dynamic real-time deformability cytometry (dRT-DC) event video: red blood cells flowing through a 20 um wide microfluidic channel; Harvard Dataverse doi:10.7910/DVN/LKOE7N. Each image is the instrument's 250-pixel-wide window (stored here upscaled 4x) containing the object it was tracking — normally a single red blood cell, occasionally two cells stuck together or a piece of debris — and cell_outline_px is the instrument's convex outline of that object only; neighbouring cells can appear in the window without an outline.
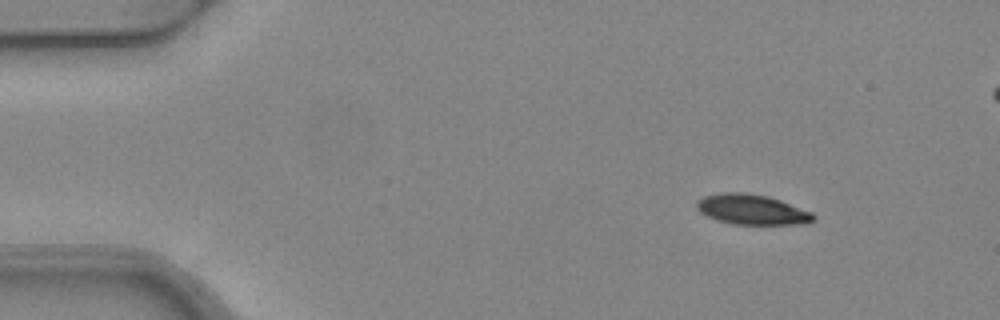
{"species": "common noctule bat (a hibernating species)", "species_latin": "Nyctalus noctula", "temperature_condition": "warm", "stored_images_in_passage": 6, "camera_frame_rate_fps": 3000, "um_per_image_px": 0.085, "animal": {"sex": "female", "body_mass_g": 24.6, "forearm_length_mm": 56.2}, "frame": {"image": 1, "passage_image": 1, "time_ms": 0.0, "image_size_px": [1000, 320], "cell_outline_px": [[816, 220], [808, 224], [732, 224], [708, 216], [700, 212], [696, 208], [696, 200], [704, 196], [720, 192], [744, 192], [768, 196], [780, 200], [812, 212], [816, 216]], "centroid_in_image_um": [63.93, 17.8], "position_along_channel_um": 21.1, "area_um2": 20.63}}
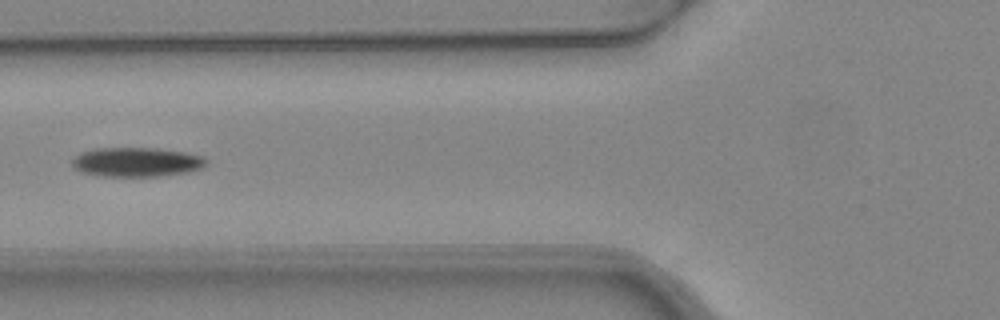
{"frame": {"image": 2, "passage_image": 5, "time_ms": 1.333, "image_size_px": [1000, 320], "cell_outline_px": [[208, 164], [204, 168], [188, 172], [160, 176], [96, 176], [80, 172], [72, 164], [72, 160], [80, 152], [96, 148], [156, 148], [184, 152], [204, 156], [208, 160]], "centroid_in_image_um": [11.64, 13.78], "position_along_channel_um": 114.2, "area_um2": 23.18}}
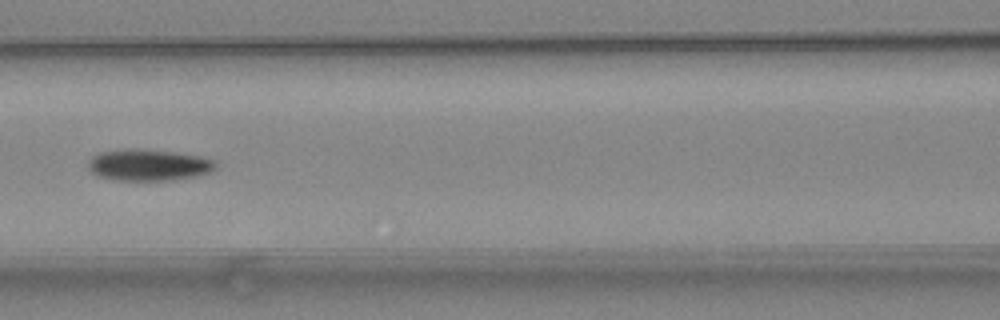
{"frame": {"image": 3, "passage_image": 6, "time_ms": 1.667, "image_size_px": [1000, 320], "cell_outline_px": [[216, 168], [212, 172], [196, 176], [172, 180], [112, 180], [96, 176], [88, 168], [88, 160], [92, 156], [100, 152], [124, 148], [136, 148], [176, 152], [200, 156], [216, 160]], "centroid_in_image_um": [12.62, 14.02], "position_along_channel_um": 154.0, "area_um2": 23.81}}